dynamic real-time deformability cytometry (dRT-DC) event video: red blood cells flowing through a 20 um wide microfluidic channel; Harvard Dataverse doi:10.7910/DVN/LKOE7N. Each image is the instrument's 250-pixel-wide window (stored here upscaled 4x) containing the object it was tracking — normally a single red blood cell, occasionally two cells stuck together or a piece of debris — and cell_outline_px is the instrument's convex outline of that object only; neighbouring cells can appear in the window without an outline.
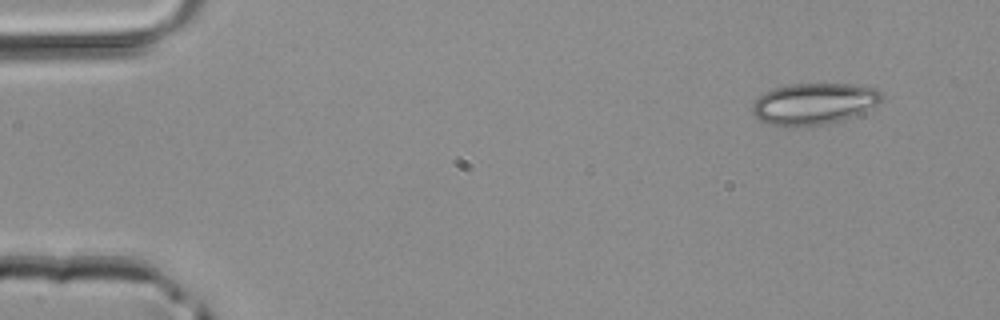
{"species": "common noctule bat (a hibernating species)", "species_latin": "Nyctalus noctula", "temperature_condition": "room temperature", "stored_images_in_passage": 3, "camera_frame_rate_fps": 3000, "um_per_image_px": 0.085, "animal": {"sex": "male", "body_mass_g": 20.4}, "frame": {"image": 1, "passage_image": 1, "time_ms": 0.0, "image_size_px": [1000, 320], "cell_outline_px": [[884, 100], [852, 116], [840, 120], [824, 124], [804, 128], [788, 128], [768, 124], [760, 120], [752, 112], [752, 104], [764, 92], [788, 84], [852, 84], [876, 88], [884, 96]], "centroid_in_image_um": [69.15, 8.84], "position_along_channel_um": 15.9, "area_um2": 31.44}}